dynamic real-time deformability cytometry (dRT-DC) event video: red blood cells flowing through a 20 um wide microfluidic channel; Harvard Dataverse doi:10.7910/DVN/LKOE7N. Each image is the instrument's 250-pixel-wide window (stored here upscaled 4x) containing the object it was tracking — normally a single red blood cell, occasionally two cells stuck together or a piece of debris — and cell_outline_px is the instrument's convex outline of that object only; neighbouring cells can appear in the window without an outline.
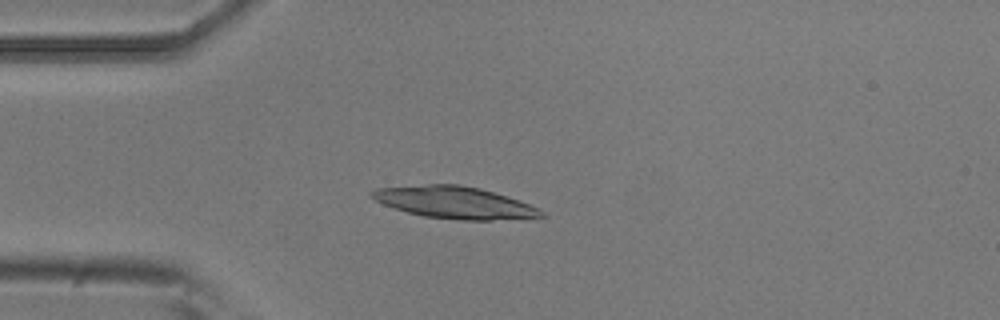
{"species": "common noctule bat (a hibernating species)", "species_latin": "Nyctalus noctula", "temperature_condition": "room temperature", "stored_images_in_passage": 5, "camera_frame_rate_fps": 3000, "um_per_image_px": 0.085, "animal": {"sex": "male", "body_mass_g": 20.5, "forearm_length_mm": 52.5}, "frame": {"image": 1, "passage_image": 4, "time_ms": 1.0, "image_size_px": [1000, 320], "cell_outline_px": [[548, 216], [492, 220], [460, 220], [424, 216], [408, 212], [384, 204], [376, 200], [368, 192], [376, 188], [428, 184], [460, 184], [480, 188], [540, 208]], "centroid_in_image_um": [38.64, 17.21], "position_along_channel_um": 46.4, "area_um2": 31.21}}